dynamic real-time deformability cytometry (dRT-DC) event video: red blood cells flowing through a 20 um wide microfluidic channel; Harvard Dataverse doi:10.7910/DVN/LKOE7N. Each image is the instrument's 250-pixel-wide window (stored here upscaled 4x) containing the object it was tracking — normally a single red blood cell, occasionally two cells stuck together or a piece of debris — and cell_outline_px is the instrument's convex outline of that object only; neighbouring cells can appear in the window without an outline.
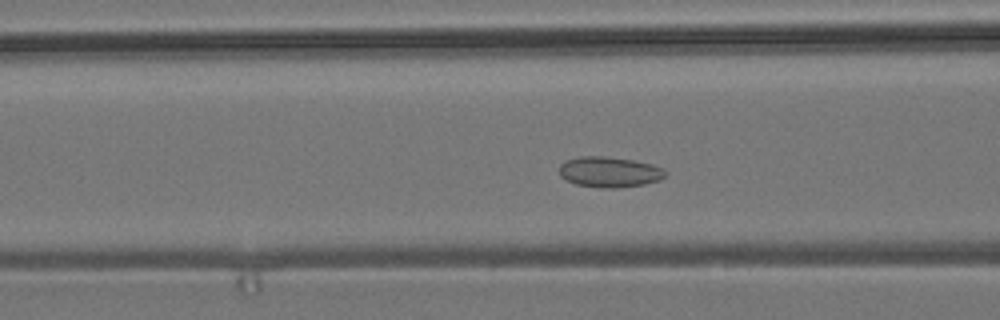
{"species": "common noctule bat (a hibernating species)", "species_latin": "Nyctalus noctula", "temperature_condition": "room temperature", "stored_images_in_passage": 54, "camera_frame_rate_fps": 3000, "um_per_image_px": 0.085, "animal": {"sex": "male", "body_mass_g": 19.2, "forearm_length_mm": 51.8}, "frame": {"image": 1, "passage_image": 19, "time_ms": 6.0, "image_size_px": [1000, 320], "cell_outline_px": [[664, 176], [660, 180], [644, 184], [616, 188], [600, 188], [576, 184], [564, 180], [560, 176], [560, 164], [564, 160], [580, 156], [604, 156], [632, 160], [652, 164], [664, 168]], "centroid_in_image_um": [51.76, 14.62], "position_along_channel_um": 114.8, "area_um2": 18.96}}
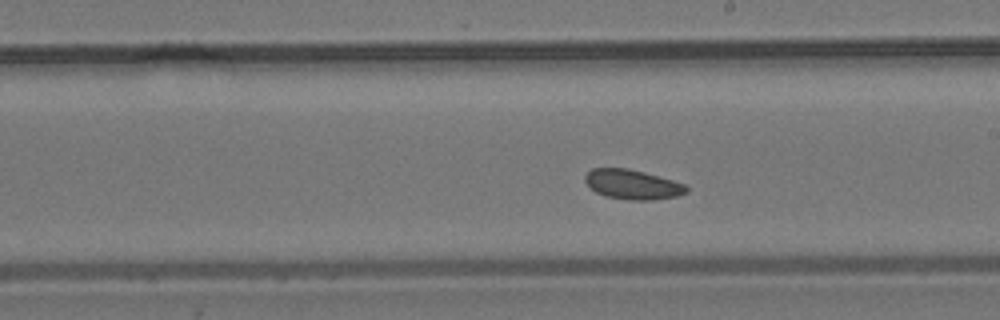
{"frame": {"image": 2, "passage_image": 29, "time_ms": 9.333, "image_size_px": [1000, 320], "cell_outline_px": [[688, 192], [676, 196], [652, 200], [628, 200], [604, 196], [596, 192], [584, 180], [584, 176], [592, 168], [628, 168], [644, 172], [672, 180], [684, 184], [688, 188]], "centroid_in_image_um": [53.75, 15.68], "position_along_channel_um": 235.2, "area_um2": 17.46}}
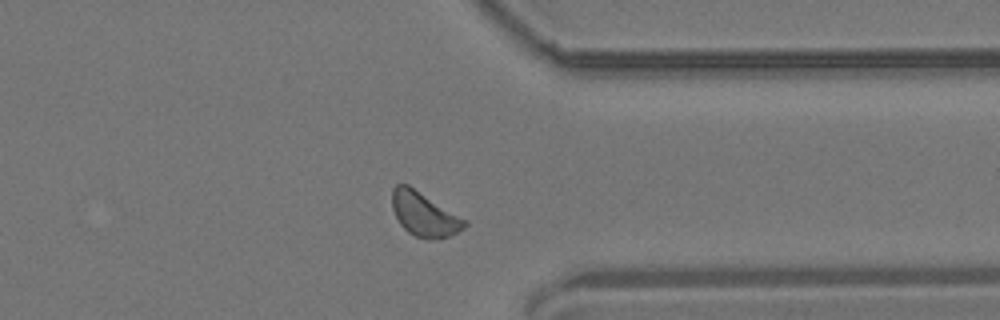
{"frame": {"image": 3, "passage_image": 41, "time_ms": 13.333, "image_size_px": [1000, 320], "cell_outline_px": [[468, 224], [464, 228], [448, 236], [432, 240], [428, 240], [416, 236], [408, 232], [400, 224], [392, 208], [392, 188], [396, 184], [408, 184], [468, 220]], "centroid_in_image_um": [36.06, 18.2], "position_along_channel_um": 375.3, "area_um2": 18.73}, "authors_computed_cell_mechanics": {"area_um2": 18.2648, "velocity_mm_per_s": 3.6222, "shape_relaxation_time_tau1_ms": null, "shape_relaxation_time_tau2_ms": 4.5691, "deformation_change_tau1": null, "deformation_change_tau2": 0.0909}}